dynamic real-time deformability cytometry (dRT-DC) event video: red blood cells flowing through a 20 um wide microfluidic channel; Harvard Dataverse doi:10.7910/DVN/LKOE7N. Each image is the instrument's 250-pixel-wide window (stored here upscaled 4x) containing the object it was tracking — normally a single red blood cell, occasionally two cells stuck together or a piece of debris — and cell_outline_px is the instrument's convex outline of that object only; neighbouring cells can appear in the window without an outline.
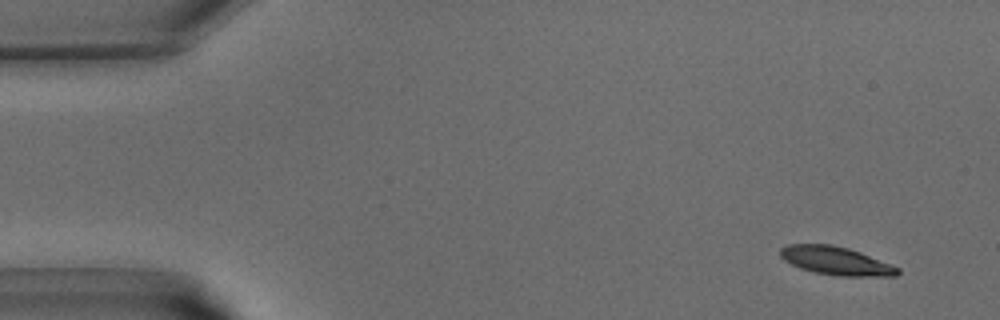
{"species": "common noctule bat (a hibernating species)", "species_latin": "Nyctalus noctula", "temperature_condition": "warm", "stored_images_in_passage": 39, "camera_frame_rate_fps": 3000, "um_per_image_px": 0.085, "animal": {"sex": "male", "body_mass_g": 15.6}, "frame": {"image": 1, "passage_image": 2, "time_ms": 0.333, "image_size_px": [1000, 320], "cell_outline_px": [[900, 272], [896, 276], [840, 276], [816, 272], [800, 268], [784, 260], [780, 256], [780, 248], [788, 244], [832, 244], [848, 248], [860, 252], [900, 268]], "centroid_in_image_um": [71.05, 22.16], "position_along_channel_um": 13.9, "area_um2": 19.25}}
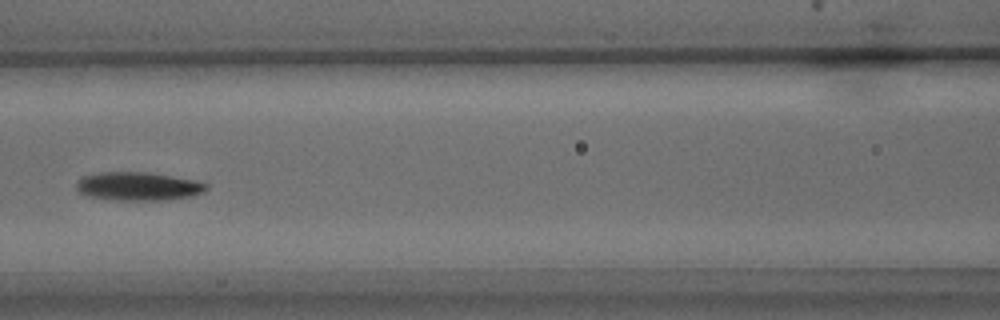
{"frame": {"image": 2, "passage_image": 17, "time_ms": 5.333, "image_size_px": [1000, 320], "cell_outline_px": [[208, 188], [204, 192], [192, 196], [160, 200], [116, 200], [88, 196], [80, 192], [76, 188], [76, 180], [84, 176], [100, 172], [148, 172], [196, 180], [208, 184]], "centroid_in_image_um": [11.75, 15.83], "position_along_channel_um": 154.8, "area_um2": 21.56}}
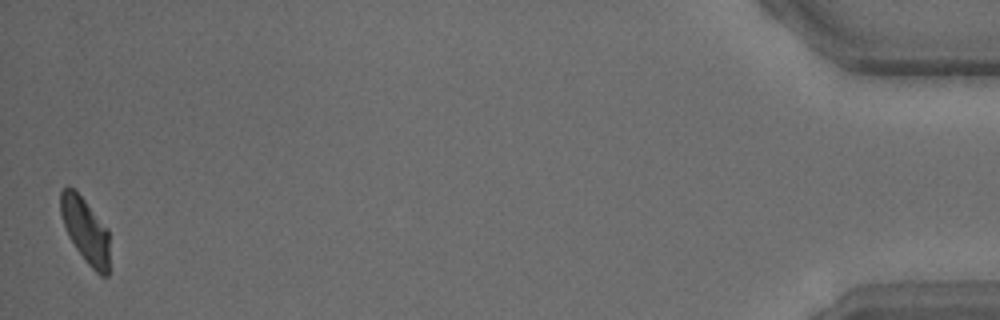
{"frame": {"image": 3, "passage_image": 39, "time_ms": 12.667, "image_size_px": [1000, 320], "cell_outline_px": [[108, 276], [100, 276], [84, 260], [68, 236], [60, 212], [60, 192], [68, 184], [84, 200], [108, 228]], "centroid_in_image_um": [7.25, 19.58], "position_along_channel_um": 428.0, "area_um2": 18.38}}